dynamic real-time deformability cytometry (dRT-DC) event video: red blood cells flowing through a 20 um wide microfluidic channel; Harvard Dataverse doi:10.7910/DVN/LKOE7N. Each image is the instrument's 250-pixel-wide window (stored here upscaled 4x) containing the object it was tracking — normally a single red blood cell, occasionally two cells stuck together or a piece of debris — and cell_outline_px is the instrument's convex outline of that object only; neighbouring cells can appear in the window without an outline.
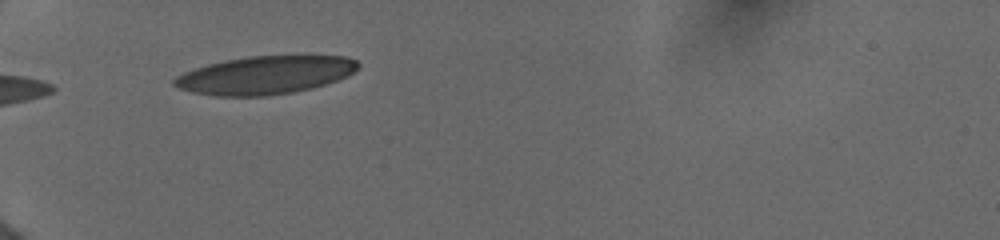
{"species": "human", "species_latin": "Homo sapiens", "temperature_condition": "cold", "stored_images_in_passage": 4, "camera_frame_rate_fps": 3000, "um_per_image_px": 0.085, "donor": {"sex": "female"}, "frame": {"image": 1, "passage_image": 1, "time_ms": 0.0, "image_size_px": [1000, 240], "cell_outline_px": [[360, 64], [352, 72], [336, 80], [312, 88], [292, 92], [264, 96], [216, 96], [192, 92], [180, 88], [172, 84], [172, 80], [176, 76], [184, 72], [208, 64], [224, 60], [248, 56], [296, 52], [308, 52], [348, 56], [356, 60]], "centroid_in_image_um": [22.61, 6.31], "position_along_channel_um": 62.4, "area_um2": 42.14}}
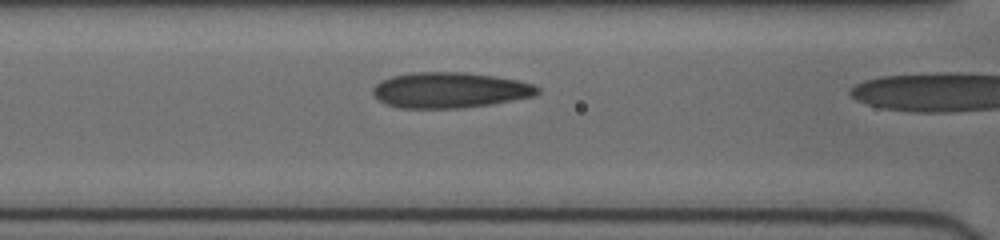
{"frame": {"image": 2, "passage_image": 3, "time_ms": 1.0, "image_size_px": [1000, 240], "cell_outline_px": [[540, 92], [536, 96], [492, 104], [464, 108], [400, 108], [384, 104], [376, 100], [372, 96], [372, 88], [380, 80], [392, 76], [412, 72], [468, 72], [496, 76], [516, 80], [532, 84], [540, 88]], "centroid_in_image_um": [38.2, 7.66], "position_along_channel_um": 128.4, "area_um2": 34.74}}